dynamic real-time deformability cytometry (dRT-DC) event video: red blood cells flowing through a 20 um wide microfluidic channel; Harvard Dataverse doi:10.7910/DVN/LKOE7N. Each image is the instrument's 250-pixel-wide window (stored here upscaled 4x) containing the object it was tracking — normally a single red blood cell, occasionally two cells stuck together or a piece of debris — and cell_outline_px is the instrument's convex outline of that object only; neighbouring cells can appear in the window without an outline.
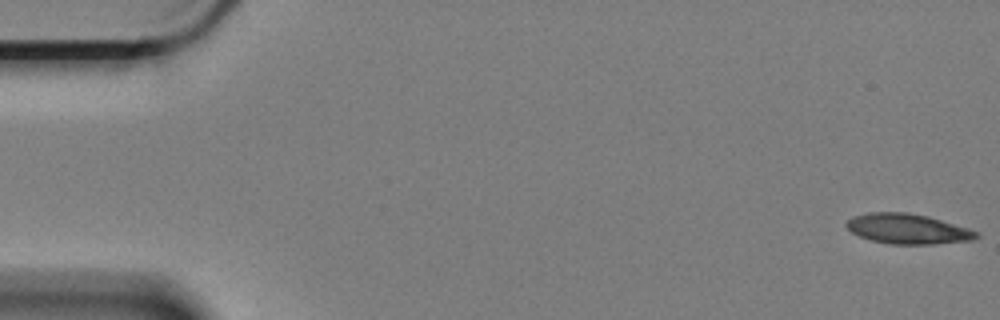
{"species": "Egyptian fruit bat (a non-hibernating species)", "species_latin": "Rousettus aegyptiacus", "temperature_condition": "cold", "stored_images_in_passage": 59, "camera_frame_rate_fps": 3000, "um_per_image_px": 0.085, "animal": {"sex": "female"}, "frame": {"image": 1, "passage_image": 1, "time_ms": 0.0, "image_size_px": [1000, 320], "cell_outline_px": [[980, 236], [972, 240], [932, 244], [892, 244], [872, 240], [860, 236], [852, 232], [844, 224], [852, 216], [868, 212], [908, 212], [928, 216], [968, 228], [980, 232]], "centroid_in_image_um": [77.16, 19.44], "position_along_channel_um": 7.8, "area_um2": 22.77}}
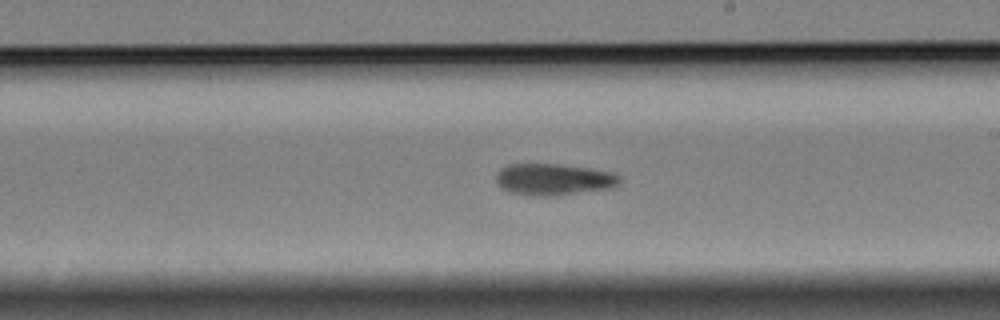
{"frame": {"image": 2, "passage_image": 34, "time_ms": 11.0, "image_size_px": [1000, 320], "cell_outline_px": [[624, 180], [620, 184], [612, 188], [556, 196], [532, 196], [512, 192], [500, 188], [496, 184], [496, 172], [500, 168], [508, 164], [560, 164], [588, 168], [612, 172], [620, 176]], "centroid_in_image_um": [47.07, 15.25], "position_along_channel_um": 241.9, "area_um2": 23.18}}
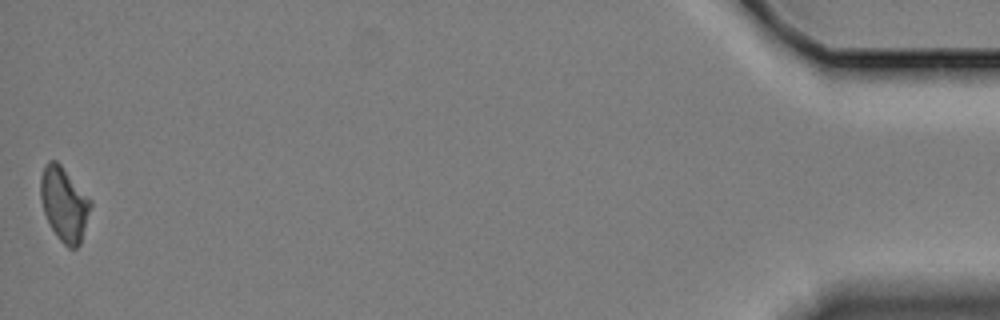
{"frame": {"image": 3, "passage_image": 59, "time_ms": 19.333, "image_size_px": [1000, 320], "cell_outline_px": [[92, 204], [80, 244], [76, 248], [68, 248], [60, 240], [52, 228], [44, 212], [40, 196], [40, 180], [44, 168], [48, 160], [56, 160], [60, 164], [92, 200]], "centroid_in_image_um": [5.46, 17.34], "position_along_channel_um": 429.7, "area_um2": 21.33}, "authors_computed_cell_mechanics": {"area_um2": 22.7154, "velocity_mm_per_s": 3.3526, "shape_relaxation_time_tau1_ms": 6.0003, "shape_relaxation_time_tau2_ms": null, "deformation_change_tau1": 0.119, "deformation_change_tau2": null}}